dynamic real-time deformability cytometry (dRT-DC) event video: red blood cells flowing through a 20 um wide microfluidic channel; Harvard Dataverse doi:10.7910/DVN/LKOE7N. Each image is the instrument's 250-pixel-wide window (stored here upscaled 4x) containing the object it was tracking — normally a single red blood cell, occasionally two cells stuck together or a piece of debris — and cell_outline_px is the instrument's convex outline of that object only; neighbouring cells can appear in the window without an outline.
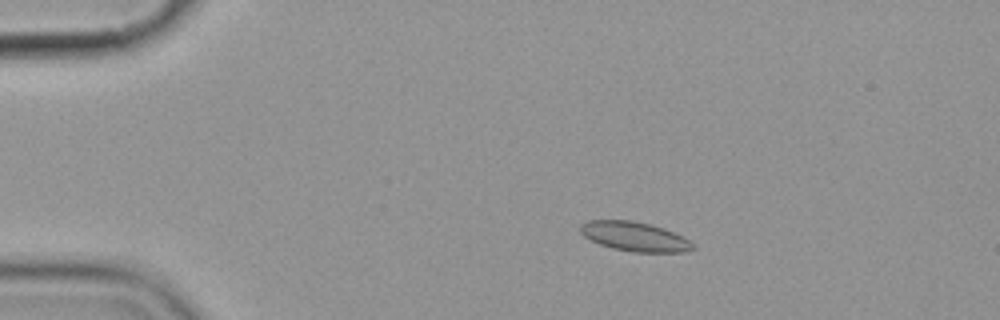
{"species": "common noctule bat (a hibernating species)", "species_latin": "Nyctalus noctula", "temperature_condition": "cold", "stored_images_in_passage": 5, "camera_frame_rate_fps": 3000, "um_per_image_px": 0.085, "animal": {"sex": "female", "body_mass_g": 19.9}, "frame": {"image": 1, "passage_image": 2, "time_ms": 2.0, "image_size_px": [1000, 320], "cell_outline_px": [[696, 248], [684, 252], [632, 252], [612, 248], [600, 244], [584, 236], [580, 232], [580, 224], [588, 220], [632, 220], [648, 224], [672, 232], [688, 240]], "centroid_in_image_um": [53.9, 20.11], "position_along_channel_um": 31.1, "area_um2": 18.96}}
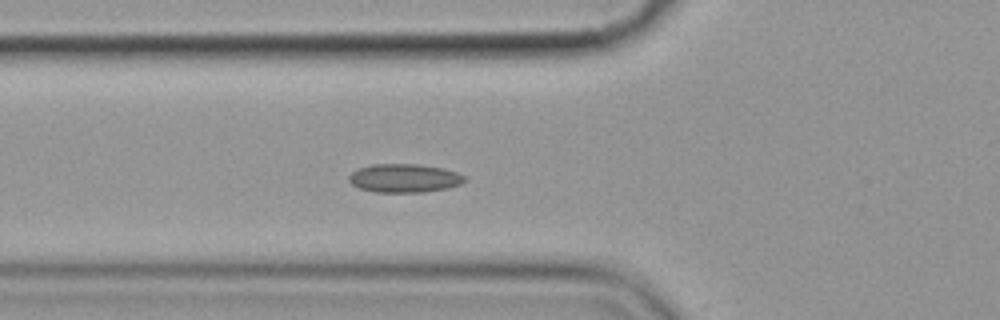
{"frame": {"image": 2, "passage_image": 5, "time_ms": 5.333, "image_size_px": [1000, 320], "cell_outline_px": [[468, 180], [460, 184], [444, 188], [420, 192], [376, 192], [360, 188], [352, 184], [348, 180], [348, 176], [352, 172], [360, 168], [372, 164], [416, 164], [444, 168], [456, 172], [464, 176]], "centroid_in_image_um": [34.36, 15.13], "position_along_channel_um": 91.4, "area_um2": 19.07}}